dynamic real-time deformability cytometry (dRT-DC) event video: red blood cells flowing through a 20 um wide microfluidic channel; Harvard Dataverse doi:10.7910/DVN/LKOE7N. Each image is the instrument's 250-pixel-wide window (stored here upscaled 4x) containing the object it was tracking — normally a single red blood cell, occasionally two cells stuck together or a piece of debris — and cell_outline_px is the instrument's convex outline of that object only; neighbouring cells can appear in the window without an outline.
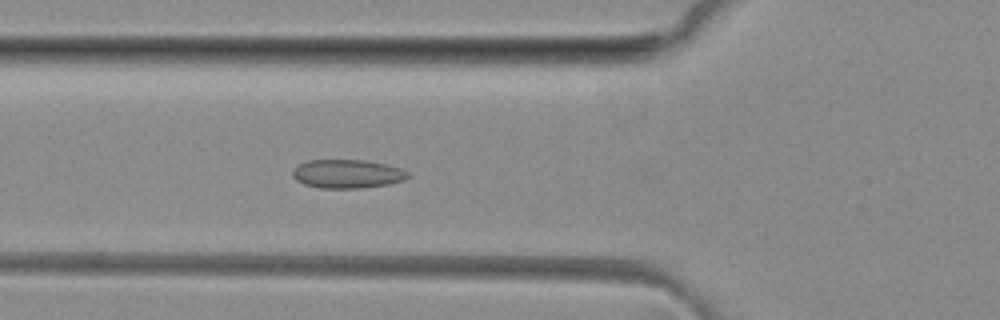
{"species": "common noctule bat (a hibernating species)", "species_latin": "Nyctalus noctula", "temperature_condition": "room temperature", "stored_images_in_passage": 51, "camera_frame_rate_fps": 3000, "um_per_image_px": 0.085, "animal": {"sex": "female", "body_mass_g": 29.2, "forearm_length_mm": 56.3}, "frame": {"image": 1, "passage_image": 18, "time_ms": 5.667, "image_size_px": [1000, 320], "cell_outline_px": [[412, 176], [404, 180], [388, 184], [360, 188], [320, 188], [304, 184], [296, 180], [292, 176], [292, 172], [300, 164], [308, 160], [364, 160], [384, 164], [400, 168], [412, 172]], "centroid_in_image_um": [29.57, 14.78], "position_along_channel_um": 96.2, "area_um2": 19.31}}
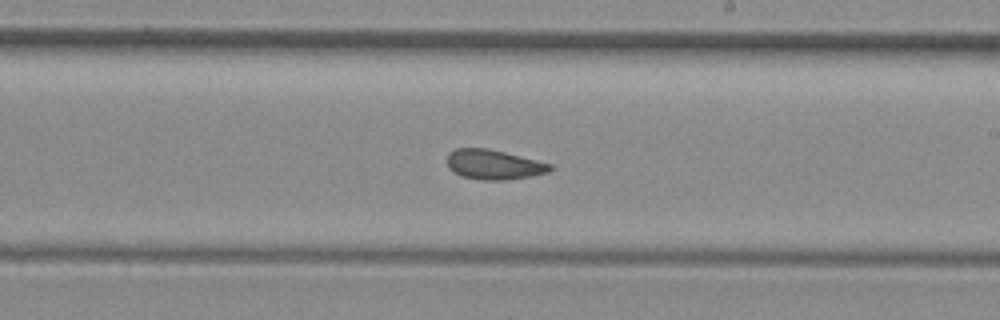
{"frame": {"image": 2, "passage_image": 29, "time_ms": 9.333, "image_size_px": [1000, 320], "cell_outline_px": [[552, 168], [548, 172], [528, 176], [504, 180], [480, 180], [464, 176], [448, 168], [448, 152], [456, 148], [488, 148], [552, 164]], "centroid_in_image_um": [41.95, 13.98], "position_along_channel_um": 247.1, "area_um2": 17.57}}
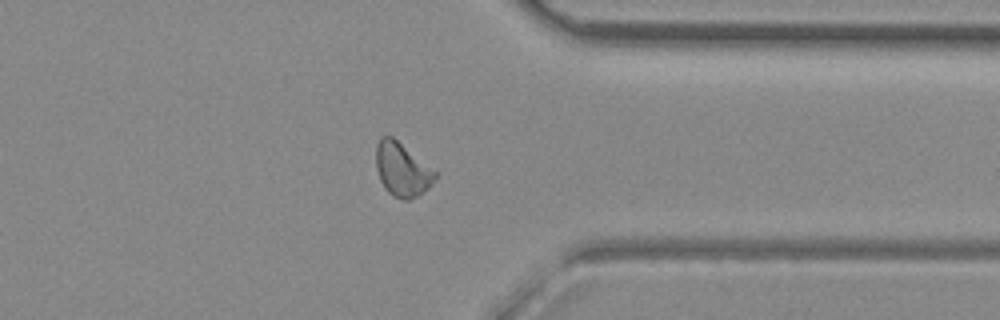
{"frame": {"image": 3, "passage_image": 39, "time_ms": 12.667, "image_size_px": [1000, 320], "cell_outline_px": [[440, 172], [432, 184], [428, 188], [416, 196], [408, 200], [404, 200], [392, 196], [384, 188], [380, 180], [376, 168], [376, 144], [380, 136], [392, 136]], "centroid_in_image_um": [34.2, 14.4], "position_along_channel_um": 377.2, "area_um2": 18.9}, "authors_computed_cell_mechanics": {"area_um2": 18.6694, "velocity_mm_per_s": 4.1139, "shape_relaxation_time_tau1_ms": null, "shape_relaxation_time_tau2_ms": 2.0522, "deformation_change_tau1": null, "deformation_change_tau2": 0.069}}